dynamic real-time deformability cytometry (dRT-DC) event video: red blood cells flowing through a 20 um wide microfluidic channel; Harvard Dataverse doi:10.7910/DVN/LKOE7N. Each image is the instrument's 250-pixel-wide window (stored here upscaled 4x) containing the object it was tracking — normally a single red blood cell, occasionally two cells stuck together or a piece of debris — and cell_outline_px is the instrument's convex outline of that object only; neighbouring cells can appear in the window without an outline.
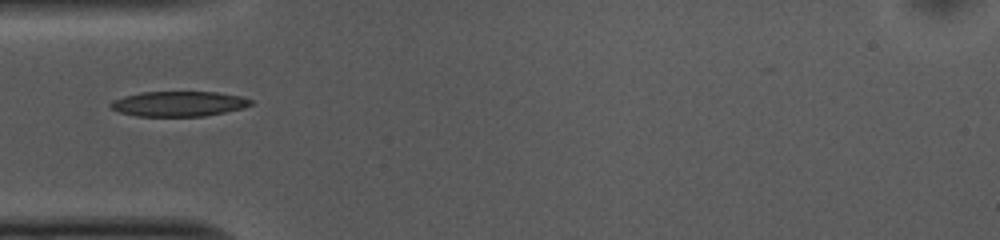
{"species": "common noctule bat (a hibernating species)", "species_latin": "Nyctalus noctula", "temperature_condition": "cold", "stored_images_in_passage": 38, "camera_frame_rate_fps": 3000, "um_per_image_px": 0.085, "animal": {"sex": "female", "body_mass_g": 10.0, "forearm_length_mm": 53.1}, "frame": {"image": 1, "passage_image": 1, "time_ms": 0.0, "image_size_px": [1000, 240], "cell_outline_px": [[252, 104], [244, 108], [204, 116], [136, 116], [120, 112], [112, 108], [108, 104], [112, 100], [124, 96], [140, 92], [216, 92], [240, 96], [252, 100]], "centroid_in_image_um": [15.17, 8.82], "position_along_channel_um": 69.8, "area_um2": 20.46}}
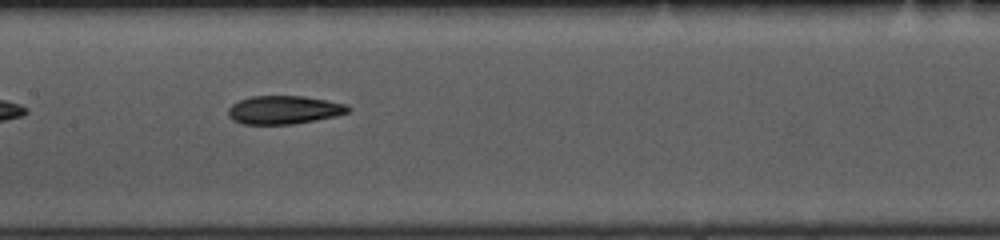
{"frame": {"image": 2, "passage_image": 10, "time_ms": 3.0, "image_size_px": [1000, 240], "cell_outline_px": [[352, 108], [348, 112], [336, 116], [316, 120], [292, 124], [244, 124], [232, 120], [228, 116], [228, 108], [232, 104], [240, 100], [252, 96], [304, 96], [328, 100], [344, 104]], "centroid_in_image_um": [24.13, 9.34], "position_along_channel_um": 183.3, "area_um2": 19.83}}
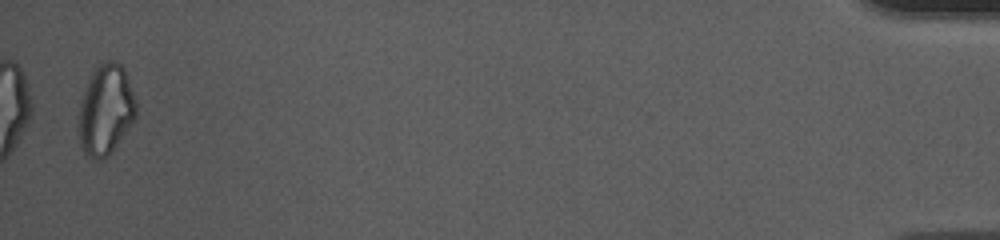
{"frame": {"image": 3, "passage_image": 37, "time_ms": 12.0, "image_size_px": [1000, 240], "cell_outline_px": [[136, 120], [108, 156], [100, 160], [96, 160], [88, 156], [84, 152], [80, 144], [76, 128], [76, 124], [80, 100], [88, 80], [96, 64], [104, 60], [116, 60], [124, 64], [136, 100]], "centroid_in_image_um": [8.97, 9.3], "position_along_channel_um": 426.2, "area_um2": 31.39}}